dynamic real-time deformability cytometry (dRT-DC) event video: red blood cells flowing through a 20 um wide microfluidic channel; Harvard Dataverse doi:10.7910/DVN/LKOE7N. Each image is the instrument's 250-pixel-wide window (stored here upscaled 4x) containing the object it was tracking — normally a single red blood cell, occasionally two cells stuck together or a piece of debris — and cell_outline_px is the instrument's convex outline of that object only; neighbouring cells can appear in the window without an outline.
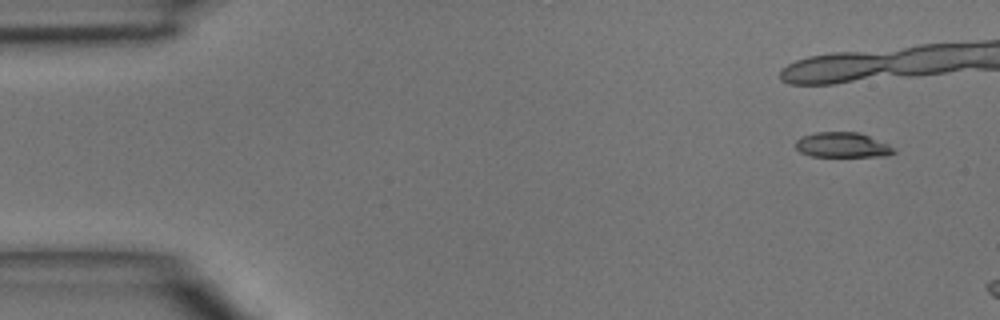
{"species": "common noctule bat (a hibernating species)", "species_latin": "Nyctalus noctula", "temperature_condition": "room temperature", "stored_images_in_passage": 5, "camera_frame_rate_fps": 3000, "um_per_image_px": 0.085, "animal": {"sex": "male", "body_mass_g": 15.6}, "frame": {"image": 1, "passage_image": 1, "time_ms": 0.0, "image_size_px": [1000, 320], "cell_outline_px": [[896, 152], [888, 156], [812, 156], [800, 152], [796, 148], [796, 140], [804, 136], [816, 132], [860, 132], [888, 144], [896, 148]], "centroid_in_image_um": [71.65, 12.32], "position_along_channel_um": 13.4, "area_um2": 14.33}}